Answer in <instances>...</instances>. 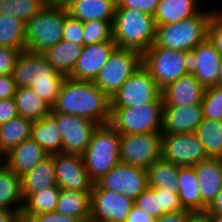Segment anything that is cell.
Listing matches in <instances>:
<instances>
[{"label": "cell", "mask_w": 222, "mask_h": 222, "mask_svg": "<svg viewBox=\"0 0 222 222\" xmlns=\"http://www.w3.org/2000/svg\"><path fill=\"white\" fill-rule=\"evenodd\" d=\"M51 112L84 117L105 125L110 121L111 99L93 81L66 77Z\"/></svg>", "instance_id": "6da1fadb"}, {"label": "cell", "mask_w": 222, "mask_h": 222, "mask_svg": "<svg viewBox=\"0 0 222 222\" xmlns=\"http://www.w3.org/2000/svg\"><path fill=\"white\" fill-rule=\"evenodd\" d=\"M12 77L17 88L29 87L51 107L55 104L66 76L48 63L41 53L24 50L19 55Z\"/></svg>", "instance_id": "7a4b0ae2"}, {"label": "cell", "mask_w": 222, "mask_h": 222, "mask_svg": "<svg viewBox=\"0 0 222 222\" xmlns=\"http://www.w3.org/2000/svg\"><path fill=\"white\" fill-rule=\"evenodd\" d=\"M113 41L117 48L134 49L141 53L155 43L156 23L152 15L127 8H116Z\"/></svg>", "instance_id": "3957f363"}, {"label": "cell", "mask_w": 222, "mask_h": 222, "mask_svg": "<svg viewBox=\"0 0 222 222\" xmlns=\"http://www.w3.org/2000/svg\"><path fill=\"white\" fill-rule=\"evenodd\" d=\"M217 10H204L176 23L156 25L155 45L190 53L208 37L209 23Z\"/></svg>", "instance_id": "277c9868"}, {"label": "cell", "mask_w": 222, "mask_h": 222, "mask_svg": "<svg viewBox=\"0 0 222 222\" xmlns=\"http://www.w3.org/2000/svg\"><path fill=\"white\" fill-rule=\"evenodd\" d=\"M67 8L49 0L26 23V50L44 53L62 40Z\"/></svg>", "instance_id": "5b68a950"}, {"label": "cell", "mask_w": 222, "mask_h": 222, "mask_svg": "<svg viewBox=\"0 0 222 222\" xmlns=\"http://www.w3.org/2000/svg\"><path fill=\"white\" fill-rule=\"evenodd\" d=\"M82 158L90 179L98 182L120 162V133L110 124L99 125Z\"/></svg>", "instance_id": "8992f818"}, {"label": "cell", "mask_w": 222, "mask_h": 222, "mask_svg": "<svg viewBox=\"0 0 222 222\" xmlns=\"http://www.w3.org/2000/svg\"><path fill=\"white\" fill-rule=\"evenodd\" d=\"M162 95L142 106L111 108L109 124L120 134L162 133Z\"/></svg>", "instance_id": "52a82bcc"}, {"label": "cell", "mask_w": 222, "mask_h": 222, "mask_svg": "<svg viewBox=\"0 0 222 222\" xmlns=\"http://www.w3.org/2000/svg\"><path fill=\"white\" fill-rule=\"evenodd\" d=\"M142 65L161 90L190 73L188 52L158 47L155 44L142 53Z\"/></svg>", "instance_id": "ba28073f"}, {"label": "cell", "mask_w": 222, "mask_h": 222, "mask_svg": "<svg viewBox=\"0 0 222 222\" xmlns=\"http://www.w3.org/2000/svg\"><path fill=\"white\" fill-rule=\"evenodd\" d=\"M141 65V52L116 48L93 82L111 99Z\"/></svg>", "instance_id": "9c48e42d"}, {"label": "cell", "mask_w": 222, "mask_h": 222, "mask_svg": "<svg viewBox=\"0 0 222 222\" xmlns=\"http://www.w3.org/2000/svg\"><path fill=\"white\" fill-rule=\"evenodd\" d=\"M161 92L151 74L141 65L111 98V108L135 107L155 102L162 95Z\"/></svg>", "instance_id": "30bf717a"}, {"label": "cell", "mask_w": 222, "mask_h": 222, "mask_svg": "<svg viewBox=\"0 0 222 222\" xmlns=\"http://www.w3.org/2000/svg\"><path fill=\"white\" fill-rule=\"evenodd\" d=\"M162 133L120 134V162L147 169L161 157Z\"/></svg>", "instance_id": "8fae6325"}, {"label": "cell", "mask_w": 222, "mask_h": 222, "mask_svg": "<svg viewBox=\"0 0 222 222\" xmlns=\"http://www.w3.org/2000/svg\"><path fill=\"white\" fill-rule=\"evenodd\" d=\"M133 205L134 200L96 182L91 192L90 222H125Z\"/></svg>", "instance_id": "7c38bea8"}, {"label": "cell", "mask_w": 222, "mask_h": 222, "mask_svg": "<svg viewBox=\"0 0 222 222\" xmlns=\"http://www.w3.org/2000/svg\"><path fill=\"white\" fill-rule=\"evenodd\" d=\"M161 158L178 166H194L208 158L195 133L162 134Z\"/></svg>", "instance_id": "4fadbf2b"}, {"label": "cell", "mask_w": 222, "mask_h": 222, "mask_svg": "<svg viewBox=\"0 0 222 222\" xmlns=\"http://www.w3.org/2000/svg\"><path fill=\"white\" fill-rule=\"evenodd\" d=\"M97 183L135 201L148 188L147 170L119 162Z\"/></svg>", "instance_id": "5bb4252c"}, {"label": "cell", "mask_w": 222, "mask_h": 222, "mask_svg": "<svg viewBox=\"0 0 222 222\" xmlns=\"http://www.w3.org/2000/svg\"><path fill=\"white\" fill-rule=\"evenodd\" d=\"M55 178L60 189L92 192L94 182L85 169L82 155L70 153L53 154Z\"/></svg>", "instance_id": "9a60e30c"}, {"label": "cell", "mask_w": 222, "mask_h": 222, "mask_svg": "<svg viewBox=\"0 0 222 222\" xmlns=\"http://www.w3.org/2000/svg\"><path fill=\"white\" fill-rule=\"evenodd\" d=\"M57 126L62 136L63 153L82 155L99 124L84 117L57 113Z\"/></svg>", "instance_id": "2e32d148"}, {"label": "cell", "mask_w": 222, "mask_h": 222, "mask_svg": "<svg viewBox=\"0 0 222 222\" xmlns=\"http://www.w3.org/2000/svg\"><path fill=\"white\" fill-rule=\"evenodd\" d=\"M190 73L204 88L218 85L219 67L222 56L207 38L190 53Z\"/></svg>", "instance_id": "e0dca14e"}, {"label": "cell", "mask_w": 222, "mask_h": 222, "mask_svg": "<svg viewBox=\"0 0 222 222\" xmlns=\"http://www.w3.org/2000/svg\"><path fill=\"white\" fill-rule=\"evenodd\" d=\"M116 48L117 45L114 42L84 45L82 53L68 77L75 80L94 81Z\"/></svg>", "instance_id": "ac0fdd59"}, {"label": "cell", "mask_w": 222, "mask_h": 222, "mask_svg": "<svg viewBox=\"0 0 222 222\" xmlns=\"http://www.w3.org/2000/svg\"><path fill=\"white\" fill-rule=\"evenodd\" d=\"M203 118L201 104L163 106L162 134L195 133Z\"/></svg>", "instance_id": "d6986e66"}, {"label": "cell", "mask_w": 222, "mask_h": 222, "mask_svg": "<svg viewBox=\"0 0 222 222\" xmlns=\"http://www.w3.org/2000/svg\"><path fill=\"white\" fill-rule=\"evenodd\" d=\"M205 88L192 73L181 76L162 89L163 106L201 104Z\"/></svg>", "instance_id": "ffe728a7"}, {"label": "cell", "mask_w": 222, "mask_h": 222, "mask_svg": "<svg viewBox=\"0 0 222 222\" xmlns=\"http://www.w3.org/2000/svg\"><path fill=\"white\" fill-rule=\"evenodd\" d=\"M48 156L39 144L29 138L5 154V164L21 177Z\"/></svg>", "instance_id": "44dd1931"}, {"label": "cell", "mask_w": 222, "mask_h": 222, "mask_svg": "<svg viewBox=\"0 0 222 222\" xmlns=\"http://www.w3.org/2000/svg\"><path fill=\"white\" fill-rule=\"evenodd\" d=\"M202 202L208 207L222 188V159L208 157L194 165Z\"/></svg>", "instance_id": "7402d4cb"}, {"label": "cell", "mask_w": 222, "mask_h": 222, "mask_svg": "<svg viewBox=\"0 0 222 222\" xmlns=\"http://www.w3.org/2000/svg\"><path fill=\"white\" fill-rule=\"evenodd\" d=\"M29 138L39 144L49 155L63 153L62 136L57 126V113L51 112L42 119L33 121Z\"/></svg>", "instance_id": "603a6c76"}, {"label": "cell", "mask_w": 222, "mask_h": 222, "mask_svg": "<svg viewBox=\"0 0 222 222\" xmlns=\"http://www.w3.org/2000/svg\"><path fill=\"white\" fill-rule=\"evenodd\" d=\"M177 182V193L183 210L191 213L206 211L207 206L200 197L199 180L194 166H179Z\"/></svg>", "instance_id": "cb8c5ba5"}, {"label": "cell", "mask_w": 222, "mask_h": 222, "mask_svg": "<svg viewBox=\"0 0 222 222\" xmlns=\"http://www.w3.org/2000/svg\"><path fill=\"white\" fill-rule=\"evenodd\" d=\"M116 0H74L66 8L68 13L82 22L113 21Z\"/></svg>", "instance_id": "d4e9b609"}, {"label": "cell", "mask_w": 222, "mask_h": 222, "mask_svg": "<svg viewBox=\"0 0 222 222\" xmlns=\"http://www.w3.org/2000/svg\"><path fill=\"white\" fill-rule=\"evenodd\" d=\"M53 155L36 164L29 172L20 177L23 200L31 193L57 185Z\"/></svg>", "instance_id": "484cf974"}, {"label": "cell", "mask_w": 222, "mask_h": 222, "mask_svg": "<svg viewBox=\"0 0 222 222\" xmlns=\"http://www.w3.org/2000/svg\"><path fill=\"white\" fill-rule=\"evenodd\" d=\"M200 2V0H160L153 16L155 23L166 25L193 17L200 12L198 7Z\"/></svg>", "instance_id": "4316f807"}, {"label": "cell", "mask_w": 222, "mask_h": 222, "mask_svg": "<svg viewBox=\"0 0 222 222\" xmlns=\"http://www.w3.org/2000/svg\"><path fill=\"white\" fill-rule=\"evenodd\" d=\"M82 49L83 45L61 40L42 54L50 65L68 77L72 73Z\"/></svg>", "instance_id": "83f0119b"}, {"label": "cell", "mask_w": 222, "mask_h": 222, "mask_svg": "<svg viewBox=\"0 0 222 222\" xmlns=\"http://www.w3.org/2000/svg\"><path fill=\"white\" fill-rule=\"evenodd\" d=\"M55 211L90 222L91 192L61 189Z\"/></svg>", "instance_id": "f1b7e54d"}, {"label": "cell", "mask_w": 222, "mask_h": 222, "mask_svg": "<svg viewBox=\"0 0 222 222\" xmlns=\"http://www.w3.org/2000/svg\"><path fill=\"white\" fill-rule=\"evenodd\" d=\"M0 206L22 211L21 179L6 164L0 167Z\"/></svg>", "instance_id": "f546056e"}, {"label": "cell", "mask_w": 222, "mask_h": 222, "mask_svg": "<svg viewBox=\"0 0 222 222\" xmlns=\"http://www.w3.org/2000/svg\"><path fill=\"white\" fill-rule=\"evenodd\" d=\"M14 98L18 115L32 121L40 120L52 111V107L29 87L16 88Z\"/></svg>", "instance_id": "4dcf8cb0"}, {"label": "cell", "mask_w": 222, "mask_h": 222, "mask_svg": "<svg viewBox=\"0 0 222 222\" xmlns=\"http://www.w3.org/2000/svg\"><path fill=\"white\" fill-rule=\"evenodd\" d=\"M33 121L23 116L12 118L0 125V150L6 154L13 147L19 145L30 137Z\"/></svg>", "instance_id": "1f68e13d"}, {"label": "cell", "mask_w": 222, "mask_h": 222, "mask_svg": "<svg viewBox=\"0 0 222 222\" xmlns=\"http://www.w3.org/2000/svg\"><path fill=\"white\" fill-rule=\"evenodd\" d=\"M60 187L54 185L36 193L29 194L23 200L21 215L30 218L36 214L54 212L60 196Z\"/></svg>", "instance_id": "d6a6232c"}, {"label": "cell", "mask_w": 222, "mask_h": 222, "mask_svg": "<svg viewBox=\"0 0 222 222\" xmlns=\"http://www.w3.org/2000/svg\"><path fill=\"white\" fill-rule=\"evenodd\" d=\"M178 165L163 158L155 160L146 170L148 187L178 191Z\"/></svg>", "instance_id": "836d02e7"}, {"label": "cell", "mask_w": 222, "mask_h": 222, "mask_svg": "<svg viewBox=\"0 0 222 222\" xmlns=\"http://www.w3.org/2000/svg\"><path fill=\"white\" fill-rule=\"evenodd\" d=\"M195 134L208 157L222 159V120L203 118Z\"/></svg>", "instance_id": "e575fe53"}, {"label": "cell", "mask_w": 222, "mask_h": 222, "mask_svg": "<svg viewBox=\"0 0 222 222\" xmlns=\"http://www.w3.org/2000/svg\"><path fill=\"white\" fill-rule=\"evenodd\" d=\"M26 23L12 15L0 14V46L26 50Z\"/></svg>", "instance_id": "d590c367"}, {"label": "cell", "mask_w": 222, "mask_h": 222, "mask_svg": "<svg viewBox=\"0 0 222 222\" xmlns=\"http://www.w3.org/2000/svg\"><path fill=\"white\" fill-rule=\"evenodd\" d=\"M49 0H0V14L27 23Z\"/></svg>", "instance_id": "8d00e7d4"}, {"label": "cell", "mask_w": 222, "mask_h": 222, "mask_svg": "<svg viewBox=\"0 0 222 222\" xmlns=\"http://www.w3.org/2000/svg\"><path fill=\"white\" fill-rule=\"evenodd\" d=\"M113 21L83 22L84 45L113 41Z\"/></svg>", "instance_id": "74e56055"}, {"label": "cell", "mask_w": 222, "mask_h": 222, "mask_svg": "<svg viewBox=\"0 0 222 222\" xmlns=\"http://www.w3.org/2000/svg\"><path fill=\"white\" fill-rule=\"evenodd\" d=\"M201 105L204 118L222 120V86L215 85L205 88Z\"/></svg>", "instance_id": "f35d334b"}, {"label": "cell", "mask_w": 222, "mask_h": 222, "mask_svg": "<svg viewBox=\"0 0 222 222\" xmlns=\"http://www.w3.org/2000/svg\"><path fill=\"white\" fill-rule=\"evenodd\" d=\"M134 204L155 219H159L164 212L159 208L158 195H155V187H148L136 198Z\"/></svg>", "instance_id": "ab89813d"}, {"label": "cell", "mask_w": 222, "mask_h": 222, "mask_svg": "<svg viewBox=\"0 0 222 222\" xmlns=\"http://www.w3.org/2000/svg\"><path fill=\"white\" fill-rule=\"evenodd\" d=\"M62 40L84 46L83 22L68 14L64 20Z\"/></svg>", "instance_id": "60d3db41"}, {"label": "cell", "mask_w": 222, "mask_h": 222, "mask_svg": "<svg viewBox=\"0 0 222 222\" xmlns=\"http://www.w3.org/2000/svg\"><path fill=\"white\" fill-rule=\"evenodd\" d=\"M155 195H158L159 208L164 213H175L183 210L175 190L155 188Z\"/></svg>", "instance_id": "b9f144b4"}, {"label": "cell", "mask_w": 222, "mask_h": 222, "mask_svg": "<svg viewBox=\"0 0 222 222\" xmlns=\"http://www.w3.org/2000/svg\"><path fill=\"white\" fill-rule=\"evenodd\" d=\"M22 50L0 46V75H12Z\"/></svg>", "instance_id": "7bdbcfd3"}, {"label": "cell", "mask_w": 222, "mask_h": 222, "mask_svg": "<svg viewBox=\"0 0 222 222\" xmlns=\"http://www.w3.org/2000/svg\"><path fill=\"white\" fill-rule=\"evenodd\" d=\"M160 0H116V8H127L142 11L154 16Z\"/></svg>", "instance_id": "ee69618b"}, {"label": "cell", "mask_w": 222, "mask_h": 222, "mask_svg": "<svg viewBox=\"0 0 222 222\" xmlns=\"http://www.w3.org/2000/svg\"><path fill=\"white\" fill-rule=\"evenodd\" d=\"M207 38L222 56V16L218 11L214 13L209 23Z\"/></svg>", "instance_id": "f6af8a7d"}, {"label": "cell", "mask_w": 222, "mask_h": 222, "mask_svg": "<svg viewBox=\"0 0 222 222\" xmlns=\"http://www.w3.org/2000/svg\"><path fill=\"white\" fill-rule=\"evenodd\" d=\"M32 222H82L80 219L63 213L46 212L31 216Z\"/></svg>", "instance_id": "bcb514c9"}, {"label": "cell", "mask_w": 222, "mask_h": 222, "mask_svg": "<svg viewBox=\"0 0 222 222\" xmlns=\"http://www.w3.org/2000/svg\"><path fill=\"white\" fill-rule=\"evenodd\" d=\"M18 116L15 98L0 100V125Z\"/></svg>", "instance_id": "7dc6e473"}, {"label": "cell", "mask_w": 222, "mask_h": 222, "mask_svg": "<svg viewBox=\"0 0 222 222\" xmlns=\"http://www.w3.org/2000/svg\"><path fill=\"white\" fill-rule=\"evenodd\" d=\"M16 88L12 75H0V100L13 98Z\"/></svg>", "instance_id": "c3c4849f"}, {"label": "cell", "mask_w": 222, "mask_h": 222, "mask_svg": "<svg viewBox=\"0 0 222 222\" xmlns=\"http://www.w3.org/2000/svg\"><path fill=\"white\" fill-rule=\"evenodd\" d=\"M155 220L154 217L150 216L134 204L125 222H155Z\"/></svg>", "instance_id": "681fc988"}, {"label": "cell", "mask_w": 222, "mask_h": 222, "mask_svg": "<svg viewBox=\"0 0 222 222\" xmlns=\"http://www.w3.org/2000/svg\"><path fill=\"white\" fill-rule=\"evenodd\" d=\"M190 213L191 212L186 210L175 213H164L159 219H156L155 222H186Z\"/></svg>", "instance_id": "f907efd6"}, {"label": "cell", "mask_w": 222, "mask_h": 222, "mask_svg": "<svg viewBox=\"0 0 222 222\" xmlns=\"http://www.w3.org/2000/svg\"><path fill=\"white\" fill-rule=\"evenodd\" d=\"M21 211H14L0 206V222H14Z\"/></svg>", "instance_id": "816d5d0a"}, {"label": "cell", "mask_w": 222, "mask_h": 222, "mask_svg": "<svg viewBox=\"0 0 222 222\" xmlns=\"http://www.w3.org/2000/svg\"><path fill=\"white\" fill-rule=\"evenodd\" d=\"M186 222H213L210 214L204 212H193L187 217Z\"/></svg>", "instance_id": "f5cc1de1"}, {"label": "cell", "mask_w": 222, "mask_h": 222, "mask_svg": "<svg viewBox=\"0 0 222 222\" xmlns=\"http://www.w3.org/2000/svg\"><path fill=\"white\" fill-rule=\"evenodd\" d=\"M207 213H222V188L216 195V198L206 209Z\"/></svg>", "instance_id": "db71d44e"}, {"label": "cell", "mask_w": 222, "mask_h": 222, "mask_svg": "<svg viewBox=\"0 0 222 222\" xmlns=\"http://www.w3.org/2000/svg\"><path fill=\"white\" fill-rule=\"evenodd\" d=\"M213 222H222V213H208Z\"/></svg>", "instance_id": "11a10c76"}, {"label": "cell", "mask_w": 222, "mask_h": 222, "mask_svg": "<svg viewBox=\"0 0 222 222\" xmlns=\"http://www.w3.org/2000/svg\"><path fill=\"white\" fill-rule=\"evenodd\" d=\"M55 3H57L58 5H61L63 7H67L71 2H73L74 0H53Z\"/></svg>", "instance_id": "9f6ffc18"}, {"label": "cell", "mask_w": 222, "mask_h": 222, "mask_svg": "<svg viewBox=\"0 0 222 222\" xmlns=\"http://www.w3.org/2000/svg\"><path fill=\"white\" fill-rule=\"evenodd\" d=\"M14 222H32V220L30 218H26L20 214Z\"/></svg>", "instance_id": "6f0895ef"}, {"label": "cell", "mask_w": 222, "mask_h": 222, "mask_svg": "<svg viewBox=\"0 0 222 222\" xmlns=\"http://www.w3.org/2000/svg\"><path fill=\"white\" fill-rule=\"evenodd\" d=\"M218 85H221V86H222V58H221V60H220Z\"/></svg>", "instance_id": "680465c9"}, {"label": "cell", "mask_w": 222, "mask_h": 222, "mask_svg": "<svg viewBox=\"0 0 222 222\" xmlns=\"http://www.w3.org/2000/svg\"><path fill=\"white\" fill-rule=\"evenodd\" d=\"M5 164V154L0 150V167Z\"/></svg>", "instance_id": "91938a15"}, {"label": "cell", "mask_w": 222, "mask_h": 222, "mask_svg": "<svg viewBox=\"0 0 222 222\" xmlns=\"http://www.w3.org/2000/svg\"><path fill=\"white\" fill-rule=\"evenodd\" d=\"M219 2H222V0H219ZM217 11L220 13V15L222 16V10L220 9V10H218L217 9Z\"/></svg>", "instance_id": "94428289"}]
</instances>
